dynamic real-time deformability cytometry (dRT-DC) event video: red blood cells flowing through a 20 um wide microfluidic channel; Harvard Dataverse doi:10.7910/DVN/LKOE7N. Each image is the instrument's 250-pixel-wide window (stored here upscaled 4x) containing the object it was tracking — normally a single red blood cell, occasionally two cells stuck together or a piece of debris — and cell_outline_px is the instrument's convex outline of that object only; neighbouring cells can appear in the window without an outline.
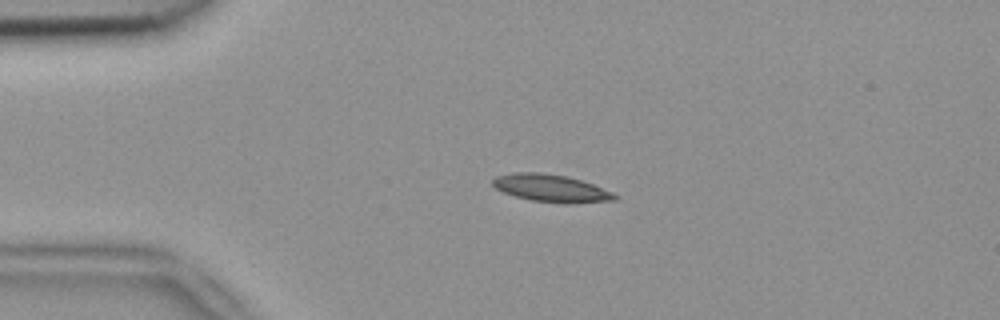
{"species": "common noctule bat (a hibernating species)", "species_latin": "Nyctalus noctula", "temperature_condition": "room temperature", "stored_images_in_passage": 3, "camera_frame_rate_fps": 3000, "um_per_image_px": 0.085, "animal": {"sex": "female", "body_mass_g": 18.4}, "frame": {"image": 1, "passage_image": 3, "time_ms": 0.667, "image_size_px": [1000, 320], "cell_outline_px": [[620, 196], [616, 200], [568, 204], [564, 204], [532, 200], [516, 196], [504, 192], [496, 188], [492, 184], [492, 180], [496, 176], [516, 172], [540, 172], [564, 176], [580, 180], [592, 184], [612, 192]], "centroid_in_image_um": [46.86, 16.01], "position_along_channel_um": 38.1, "area_um2": 19.42}}